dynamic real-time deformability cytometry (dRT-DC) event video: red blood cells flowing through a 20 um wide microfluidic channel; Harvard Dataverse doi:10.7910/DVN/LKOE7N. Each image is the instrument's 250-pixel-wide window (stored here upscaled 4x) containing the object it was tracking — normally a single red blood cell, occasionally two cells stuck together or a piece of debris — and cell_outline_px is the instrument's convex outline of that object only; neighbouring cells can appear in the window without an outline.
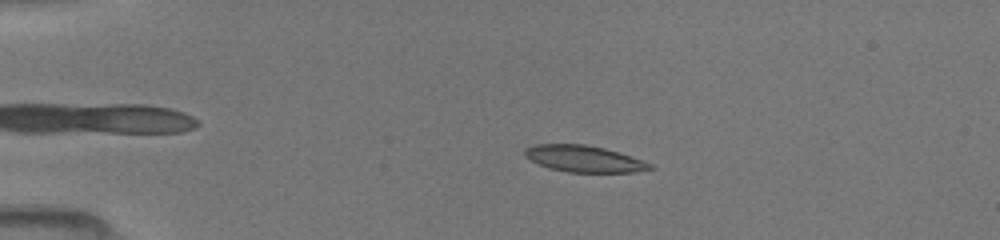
{"species": "common noctule bat (a hibernating species)", "species_latin": "Nyctalus noctula", "temperature_condition": "room temperature", "stored_images_in_passage": 10, "camera_frame_rate_fps": 3000, "um_per_image_px": 0.085, "animal": {"sex": "female", "body_mass_g": 19.5, "forearm_length_mm": 54.1}, "frame": {"image": 1, "passage_image": 5, "time_ms": 1.0, "image_size_px": [1000, 240], "cell_outline_px": [[652, 168], [632, 172], [568, 172], [548, 168], [524, 156], [524, 152], [528, 148], [536, 144], [584, 144], [604, 148], [652, 164]], "centroid_in_image_um": [49.59, 13.5], "position_along_channel_um": 35.4, "area_um2": 18.84}}
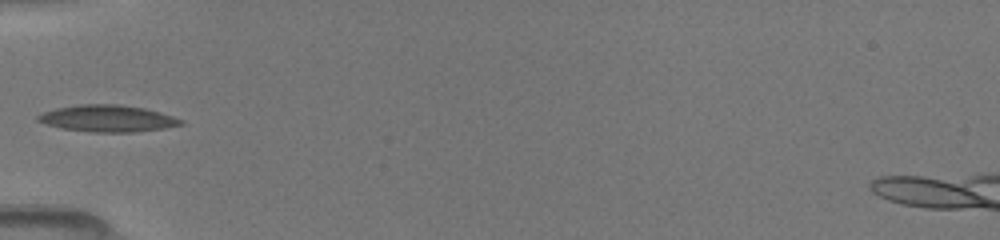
{"frame": {"image": 2, "passage_image": 8, "time_ms": 3.333, "image_size_px": [1000, 240], "cell_outline_px": [[184, 124], [164, 128], [132, 132], [88, 132], [64, 128], [48, 124], [36, 120], [36, 116], [44, 112], [56, 108], [80, 104], [116, 104], [144, 108], [160, 112], [184, 120]], "centroid_in_image_um": [9.16, 10.07], "position_along_channel_um": 75.8, "area_um2": 22.08}}
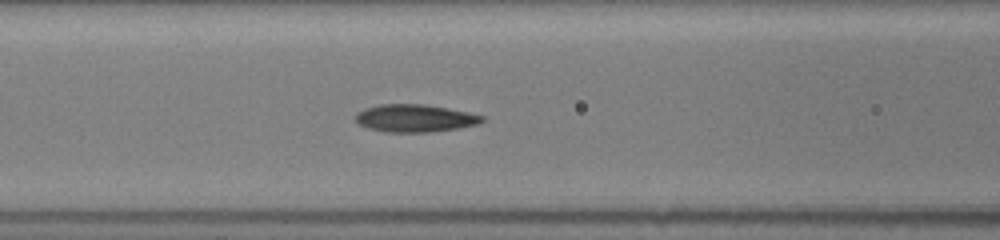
{"frame": {"image": 3, "passage_image": 10, "time_ms": 4.667, "image_size_px": [1000, 240], "cell_outline_px": [[484, 120], [476, 124], [456, 128], [428, 132], [388, 132], [368, 128], [360, 124], [356, 120], [356, 112], [364, 108], [380, 104], [424, 104], [468, 112], [484, 116]], "centroid_in_image_um": [35.23, 10.04], "position_along_channel_um": 131.4, "area_um2": 20.11}}